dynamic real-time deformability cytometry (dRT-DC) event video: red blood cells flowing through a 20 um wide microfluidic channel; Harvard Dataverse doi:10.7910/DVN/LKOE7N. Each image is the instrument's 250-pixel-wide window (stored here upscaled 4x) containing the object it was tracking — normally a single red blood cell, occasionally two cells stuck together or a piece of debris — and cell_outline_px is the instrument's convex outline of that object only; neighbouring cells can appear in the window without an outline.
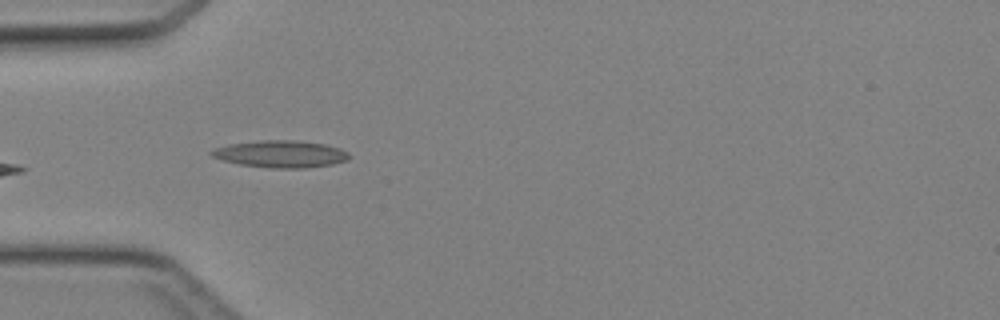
{"species": "Egyptian fruit bat (a non-hibernating species)", "species_latin": "Rousettus aegyptiacus", "temperature_condition": "cold", "stored_images_in_passage": 31, "camera_frame_rate_fps": 3000, "um_per_image_px": 0.085, "animal": {"sex": "female"}, "frame": {"image": 1, "passage_image": 1, "time_ms": 0.0, "image_size_px": [1000, 320], "cell_outline_px": [[352, 156], [348, 160], [332, 164], [304, 168], [268, 168], [240, 164], [224, 160], [212, 156], [208, 152], [216, 148], [228, 144], [264, 140], [296, 140], [324, 144], [340, 148], [348, 152]], "centroid_in_image_um": [23.89, 13.09], "position_along_channel_um": 61.1, "area_um2": 21.68}}